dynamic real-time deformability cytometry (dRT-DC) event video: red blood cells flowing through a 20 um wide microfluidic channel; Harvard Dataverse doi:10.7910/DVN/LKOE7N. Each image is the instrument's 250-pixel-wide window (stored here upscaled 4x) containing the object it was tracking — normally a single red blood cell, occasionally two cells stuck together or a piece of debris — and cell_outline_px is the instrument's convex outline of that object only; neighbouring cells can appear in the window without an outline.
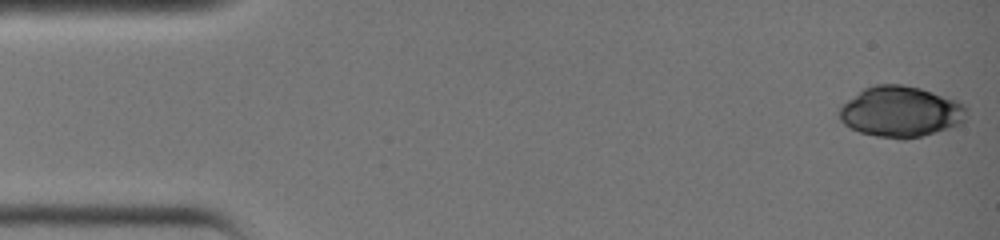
{"species": "common noctule bat (a hibernating species)", "species_latin": "Nyctalus noctula", "temperature_condition": "warm", "stored_images_in_passage": 37, "camera_frame_rate_fps": 3000, "um_per_image_px": 0.085, "animal": {"sex": "female", "body_mass_g": 19.0, "forearm_length_mm": 51.5}, "frame": {"image": 1, "passage_image": 1, "time_ms": 0.0, "image_size_px": [1000, 240], "cell_outline_px": [[964, 108], [960, 120], [952, 124], [932, 132], [920, 136], [880, 136], [860, 132], [852, 128], [840, 116], [840, 108], [848, 100], [864, 88], [876, 84], [900, 84], [920, 88], [952, 100], [960, 104]], "centroid_in_image_um": [76.44, 9.44], "position_along_channel_um": 8.6, "area_um2": 35.2}}